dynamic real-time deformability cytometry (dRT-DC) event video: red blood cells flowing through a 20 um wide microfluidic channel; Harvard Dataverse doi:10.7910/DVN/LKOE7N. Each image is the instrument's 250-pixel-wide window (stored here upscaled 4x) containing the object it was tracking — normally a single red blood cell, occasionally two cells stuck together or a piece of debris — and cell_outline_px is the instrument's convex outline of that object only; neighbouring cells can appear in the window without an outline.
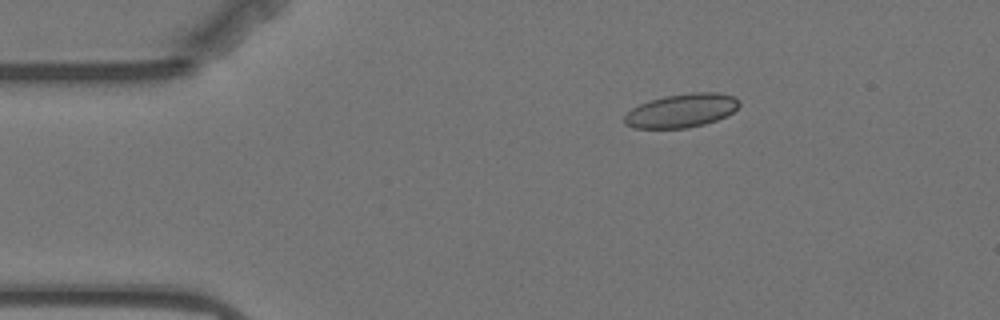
{"species": "Egyptian fruit bat (a non-hibernating species)", "species_latin": "Rousettus aegyptiacus", "temperature_condition": "warm", "stored_images_in_passage": 50, "camera_frame_rate_fps": 3000, "um_per_image_px": 0.085, "animal": {"sex": "female"}, "frame": {"image": 1, "passage_image": 2, "time_ms": 0.333, "image_size_px": [1000, 320], "cell_outline_px": [[740, 104], [728, 116], [704, 124], [684, 128], [636, 128], [624, 124], [624, 116], [632, 108], [640, 104], [664, 96], [692, 92], [716, 92], [732, 96], [740, 100]], "centroid_in_image_um": [57.94, 9.4], "position_along_channel_um": 27.1, "area_um2": 22.43}}
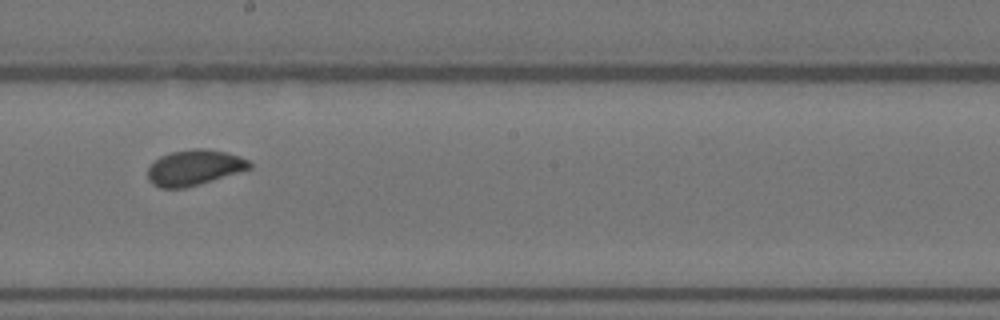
{"frame": {"image": 2, "passage_image": 24, "time_ms": 7.667, "image_size_px": [1000, 320], "cell_outline_px": [[252, 168], [200, 184], [184, 188], [160, 188], [152, 184], [148, 180], [148, 168], [160, 156], [172, 152], [192, 148], [204, 148], [224, 152], [240, 156], [248, 160], [252, 164]], "centroid_in_image_um": [16.51, 14.25], "position_along_channel_um": 231.7, "area_um2": 21.04}}
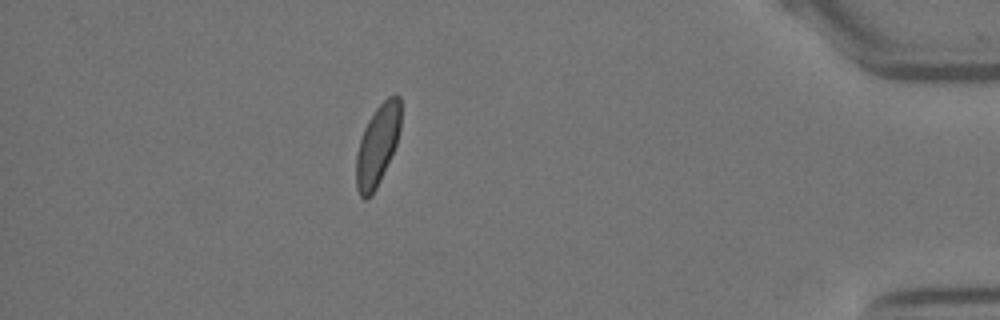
{"frame": {"image": 3, "passage_image": 43, "time_ms": 14.0, "image_size_px": [1000, 320], "cell_outline_px": [[400, 128], [396, 144], [380, 180], [372, 196], [364, 200], [360, 196], [356, 188], [356, 156], [360, 140], [364, 128], [368, 120], [376, 108], [388, 96], [396, 92], [400, 96]], "centroid_in_image_um": [32.08, 12.33], "position_along_channel_um": 403.1, "area_um2": 20.92}}